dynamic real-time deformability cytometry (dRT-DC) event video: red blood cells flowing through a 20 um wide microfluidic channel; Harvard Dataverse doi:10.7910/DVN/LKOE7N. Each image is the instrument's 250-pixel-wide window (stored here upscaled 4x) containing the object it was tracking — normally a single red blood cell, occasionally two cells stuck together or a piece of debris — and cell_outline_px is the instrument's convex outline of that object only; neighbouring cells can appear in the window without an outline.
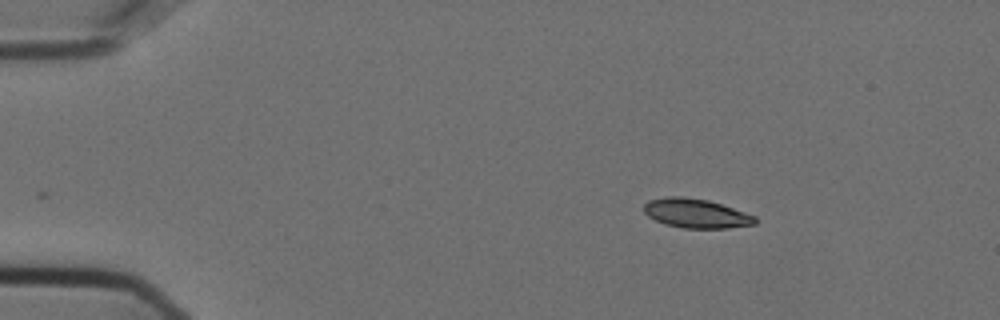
{"species": "Egyptian fruit bat (a non-hibernating species)", "species_latin": "Rousettus aegyptiacus", "temperature_condition": "cold", "stored_images_in_passage": 41, "camera_frame_rate_fps": 3000, "um_per_image_px": 0.085, "animal": {"sex": "female"}, "frame": {"image": 1, "passage_image": 1, "time_ms": 0.0, "image_size_px": [1000, 320], "cell_outline_px": [[756, 224], [728, 228], [684, 228], [664, 224], [648, 216], [644, 212], [644, 204], [648, 200], [668, 196], [684, 196], [708, 200], [756, 216]], "centroid_in_image_um": [59.14, 18.13], "position_along_channel_um": 25.9, "area_um2": 18.9}}
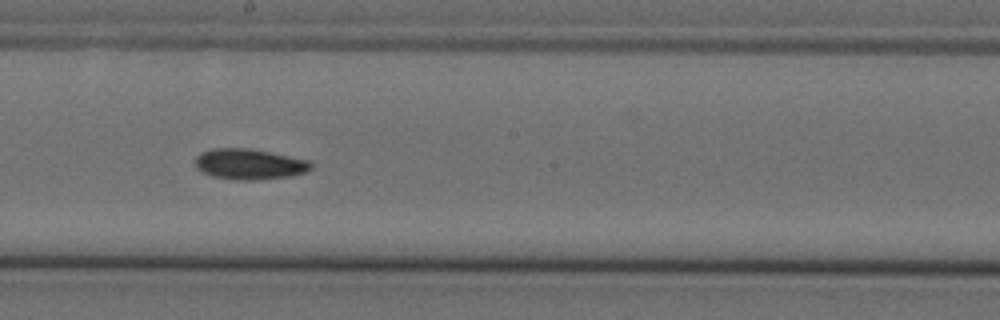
{"frame": {"image": 2, "passage_image": 24, "time_ms": 7.667, "image_size_px": [1000, 320], "cell_outline_px": [[312, 168], [304, 172], [288, 176], [256, 180], [232, 180], [212, 176], [196, 168], [196, 156], [200, 152], [212, 148], [248, 148], [312, 160]], "centroid_in_image_um": [21.19, 13.94], "position_along_channel_um": 227.0, "area_um2": 20.75}}
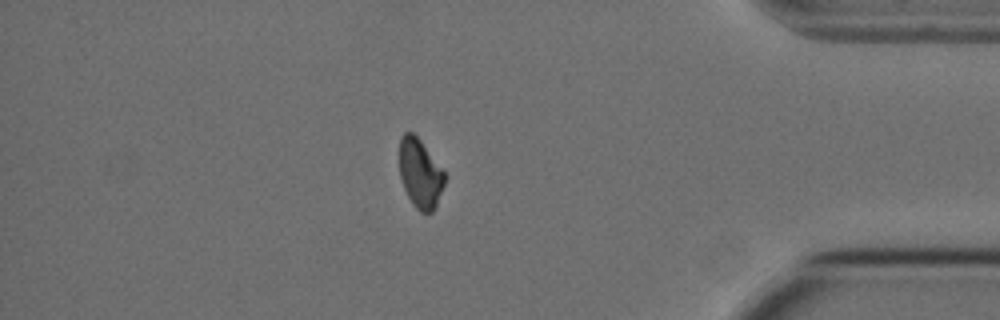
{"frame": {"image": 3, "passage_image": 41, "time_ms": 13.333, "image_size_px": [1000, 320], "cell_outline_px": [[444, 184], [436, 208], [432, 212], [420, 212], [412, 204], [404, 188], [400, 176], [400, 136], [404, 132], [412, 132], [420, 140], [444, 172]], "centroid_in_image_um": [35.7, 14.76], "position_along_channel_um": 399.5, "area_um2": 17.98}}